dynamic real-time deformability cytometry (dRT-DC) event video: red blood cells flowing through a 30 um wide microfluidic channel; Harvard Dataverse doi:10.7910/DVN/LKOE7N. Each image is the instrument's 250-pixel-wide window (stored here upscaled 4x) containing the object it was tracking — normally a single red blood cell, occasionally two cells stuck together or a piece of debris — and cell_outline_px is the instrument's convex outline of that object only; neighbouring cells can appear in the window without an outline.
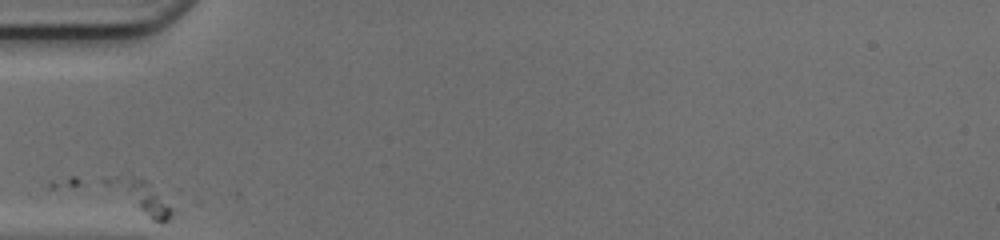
{"species": "common noctule bat (a hibernating species)", "species_latin": "Nyctalus noctula", "temperature_condition": "cold", "stored_images_in_passage": 10, "camera_frame_rate_fps": 3000, "um_per_image_px": 0.085, "animal": {"sex": "female", "body_mass_g": 17.0, "forearm_length_mm": 48.0}, "frame": {"image": 1, "passage_image": 1, "time_ms": 0.0, "image_size_px": [1000, 240], "cell_outline_px": [[176, 212], [164, 224], [152, 220], [104, 184], [100, 180], [108, 176], [144, 180]], "centroid_in_image_um": [11.99, 16.79], "position_along_channel_um": 73.0, "area_um2": 11.56}}